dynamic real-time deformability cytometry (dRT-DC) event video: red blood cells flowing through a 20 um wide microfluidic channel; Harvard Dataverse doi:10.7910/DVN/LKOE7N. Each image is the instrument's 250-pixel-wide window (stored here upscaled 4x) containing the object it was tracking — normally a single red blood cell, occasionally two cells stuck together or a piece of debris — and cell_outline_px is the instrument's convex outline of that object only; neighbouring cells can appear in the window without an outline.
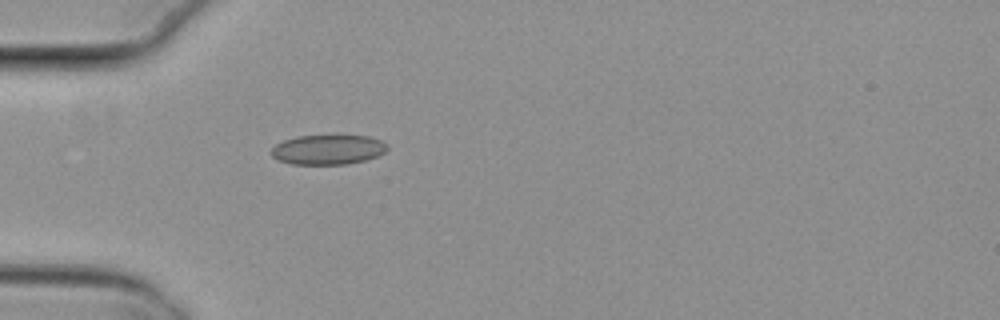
{"species": "common noctule bat (a hibernating species)", "species_latin": "Nyctalus noctula", "temperature_condition": "cold", "stored_images_in_passage": 1, "camera_frame_rate_fps": 3000, "um_per_image_px": 0.085, "animal": {"sex": "female", "body_mass_g": 29.2, "forearm_length_mm": 56.3}, "frame": {"image": 1, "passage_image": 1, "time_ms": 0.0, "image_size_px": [1000, 320], "cell_outline_px": [[388, 148], [384, 152], [376, 156], [364, 160], [344, 164], [292, 164], [280, 160], [272, 156], [272, 148], [276, 144], [284, 140], [296, 136], [336, 132], [368, 136], [380, 140], [388, 144]], "centroid_in_image_um": [27.9, 12.65], "position_along_channel_um": 57.1, "area_um2": 20.87}}